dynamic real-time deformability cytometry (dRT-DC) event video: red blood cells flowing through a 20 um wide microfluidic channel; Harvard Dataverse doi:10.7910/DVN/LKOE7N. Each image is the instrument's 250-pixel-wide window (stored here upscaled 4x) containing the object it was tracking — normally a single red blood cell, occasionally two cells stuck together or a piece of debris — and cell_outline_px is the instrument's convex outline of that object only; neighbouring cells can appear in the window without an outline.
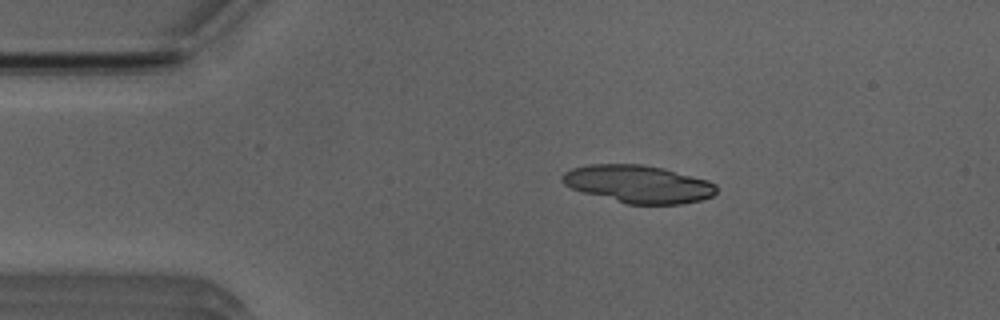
{"species": "Egyptian fruit bat (a non-hibernating species)", "species_latin": "Rousettus aegyptiacus", "temperature_condition": "room temperature", "stored_images_in_passage": 49, "camera_frame_rate_fps": 3000, "um_per_image_px": 0.085, "animal": {"sex": "male"}, "frame": {"image": 1, "passage_image": 8, "time_ms": 2.333, "image_size_px": [1000, 320], "cell_outline_px": [[716, 192], [712, 196], [700, 200], [680, 204], [628, 204], [584, 192], [572, 188], [564, 184], [560, 180], [560, 176], [564, 172], [572, 168], [588, 164], [640, 164], [664, 168], [708, 180], [716, 184]], "centroid_in_image_um": [54.25, 15.63], "position_along_channel_um": 30.8, "area_um2": 33.76}}